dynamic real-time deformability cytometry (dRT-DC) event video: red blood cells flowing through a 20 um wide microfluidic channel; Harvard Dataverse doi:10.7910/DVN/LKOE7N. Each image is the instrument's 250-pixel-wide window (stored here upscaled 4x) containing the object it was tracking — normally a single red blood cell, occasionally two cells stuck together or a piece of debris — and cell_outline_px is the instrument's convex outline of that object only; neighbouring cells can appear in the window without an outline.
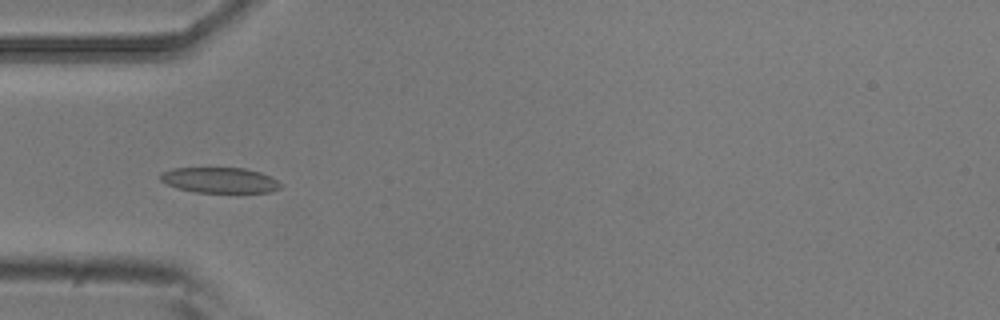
{"species": "common noctule bat (a hibernating species)", "species_latin": "Nyctalus noctula", "temperature_condition": "room temperature", "stored_images_in_passage": 8, "camera_frame_rate_fps": 3000, "um_per_image_px": 0.085, "animal": {"sex": "male", "body_mass_g": 20.5, "forearm_length_mm": 52.5}, "frame": {"image": 1, "passage_image": 4, "time_ms": 1.0, "image_size_px": [1000, 320], "cell_outline_px": [[284, 184], [280, 188], [272, 192], [192, 192], [176, 188], [160, 180], [160, 172], [172, 168], [244, 168], [260, 172]], "centroid_in_image_um": [18.66, 15.31], "position_along_channel_um": 66.3, "area_um2": 17.92}}
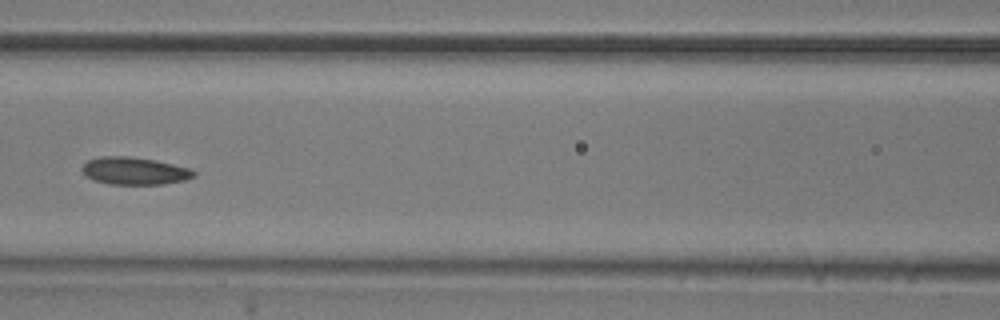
{"frame": {"image": 2, "passage_image": 6, "time_ms": 1.667, "image_size_px": [1000, 320], "cell_outline_px": [[196, 176], [184, 180], [164, 184], [108, 184], [96, 180], [88, 176], [80, 168], [88, 160], [100, 156], [128, 156], [152, 160], [172, 164], [188, 168], [196, 172]], "centroid_in_image_um": [11.43, 14.53], "position_along_channel_um": 155.2, "area_um2": 17.63}}
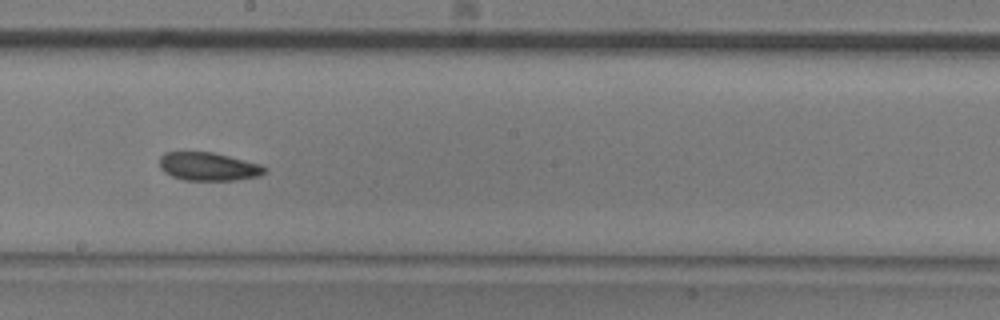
{"frame": {"image": 3, "passage_image": 8, "time_ms": 2.333, "image_size_px": [1000, 320], "cell_outline_px": [[268, 168], [260, 176], [236, 180], [184, 180], [172, 176], [164, 172], [160, 168], [160, 156], [164, 152], [212, 152], [260, 164]], "centroid_in_image_um": [17.7, 14.16], "position_along_channel_um": 230.5, "area_um2": 17.28}}